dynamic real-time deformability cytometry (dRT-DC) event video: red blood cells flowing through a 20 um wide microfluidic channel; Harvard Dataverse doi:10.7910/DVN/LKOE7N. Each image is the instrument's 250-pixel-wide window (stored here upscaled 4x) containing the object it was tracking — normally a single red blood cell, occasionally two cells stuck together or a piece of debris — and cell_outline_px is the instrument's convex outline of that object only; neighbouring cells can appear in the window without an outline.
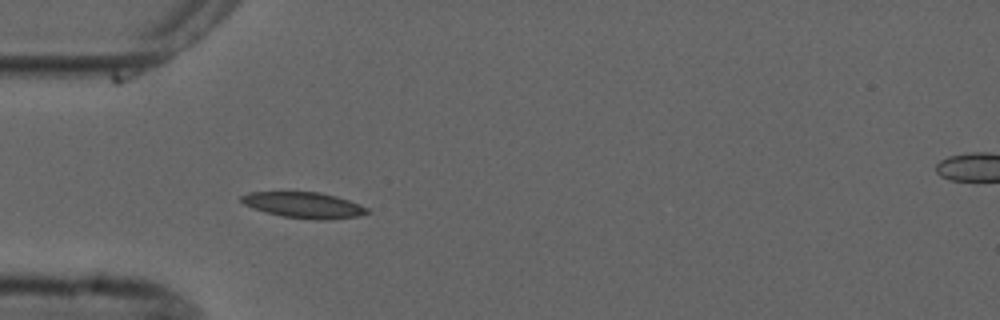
{"species": "common noctule bat (a hibernating species)", "species_latin": "Nyctalus noctula", "temperature_condition": "cold", "stored_images_in_passage": 2, "camera_frame_rate_fps": 3000, "um_per_image_px": 0.085, "animal": {"sex": "male", "forearm_length_mm": 52.5}, "frame": {"image": 1, "passage_image": 1, "time_ms": 0.0, "image_size_px": [1000, 320], "cell_outline_px": [[372, 212], [360, 216], [328, 220], [316, 220], [280, 216], [244, 204], [240, 200], [240, 196], [248, 192], [320, 192], [336, 196], [360, 204], [368, 208]], "centroid_in_image_um": [25.89, 17.44], "position_along_channel_um": 59.1, "area_um2": 19.02}}